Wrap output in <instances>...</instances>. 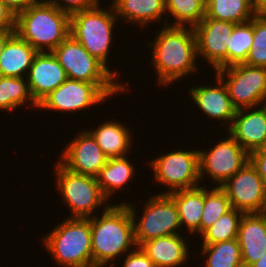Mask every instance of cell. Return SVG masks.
Returning a JSON list of instances; mask_svg holds the SVG:
<instances>
[{
	"label": "cell",
	"instance_id": "4",
	"mask_svg": "<svg viewBox=\"0 0 266 267\" xmlns=\"http://www.w3.org/2000/svg\"><path fill=\"white\" fill-rule=\"evenodd\" d=\"M41 244L58 267H93L90 218H66Z\"/></svg>",
	"mask_w": 266,
	"mask_h": 267
},
{
	"label": "cell",
	"instance_id": "38",
	"mask_svg": "<svg viewBox=\"0 0 266 267\" xmlns=\"http://www.w3.org/2000/svg\"><path fill=\"white\" fill-rule=\"evenodd\" d=\"M17 16L20 12L25 11L37 0H1Z\"/></svg>",
	"mask_w": 266,
	"mask_h": 267
},
{
	"label": "cell",
	"instance_id": "18",
	"mask_svg": "<svg viewBox=\"0 0 266 267\" xmlns=\"http://www.w3.org/2000/svg\"><path fill=\"white\" fill-rule=\"evenodd\" d=\"M26 79L31 96L38 104L58 88L67 79V75L53 52H38Z\"/></svg>",
	"mask_w": 266,
	"mask_h": 267
},
{
	"label": "cell",
	"instance_id": "35",
	"mask_svg": "<svg viewBox=\"0 0 266 267\" xmlns=\"http://www.w3.org/2000/svg\"><path fill=\"white\" fill-rule=\"evenodd\" d=\"M123 258L121 267H156L140 247H136Z\"/></svg>",
	"mask_w": 266,
	"mask_h": 267
},
{
	"label": "cell",
	"instance_id": "2",
	"mask_svg": "<svg viewBox=\"0 0 266 267\" xmlns=\"http://www.w3.org/2000/svg\"><path fill=\"white\" fill-rule=\"evenodd\" d=\"M90 228L93 267H116L115 260L137 247L133 217L126 204L111 203L101 215L90 217Z\"/></svg>",
	"mask_w": 266,
	"mask_h": 267
},
{
	"label": "cell",
	"instance_id": "21",
	"mask_svg": "<svg viewBox=\"0 0 266 267\" xmlns=\"http://www.w3.org/2000/svg\"><path fill=\"white\" fill-rule=\"evenodd\" d=\"M111 5L117 18L125 23H133L134 26L146 27L153 22H161L164 18V25L169 23L167 15H170L166 13L165 0H112Z\"/></svg>",
	"mask_w": 266,
	"mask_h": 267
},
{
	"label": "cell",
	"instance_id": "8",
	"mask_svg": "<svg viewBox=\"0 0 266 267\" xmlns=\"http://www.w3.org/2000/svg\"><path fill=\"white\" fill-rule=\"evenodd\" d=\"M135 203L121 202L129 207L132 214L137 247L154 238L181 234L177 207L168 194L158 193L147 199L141 217L136 215L138 211Z\"/></svg>",
	"mask_w": 266,
	"mask_h": 267
},
{
	"label": "cell",
	"instance_id": "34",
	"mask_svg": "<svg viewBox=\"0 0 266 267\" xmlns=\"http://www.w3.org/2000/svg\"><path fill=\"white\" fill-rule=\"evenodd\" d=\"M52 5L58 7L62 12L69 14L70 16L76 12L87 10L97 6L99 0H52Z\"/></svg>",
	"mask_w": 266,
	"mask_h": 267
},
{
	"label": "cell",
	"instance_id": "15",
	"mask_svg": "<svg viewBox=\"0 0 266 267\" xmlns=\"http://www.w3.org/2000/svg\"><path fill=\"white\" fill-rule=\"evenodd\" d=\"M76 135L62 149L58 161L71 172L96 177L108 157L86 129Z\"/></svg>",
	"mask_w": 266,
	"mask_h": 267
},
{
	"label": "cell",
	"instance_id": "11",
	"mask_svg": "<svg viewBox=\"0 0 266 267\" xmlns=\"http://www.w3.org/2000/svg\"><path fill=\"white\" fill-rule=\"evenodd\" d=\"M52 52L68 79L93 84H123L71 35Z\"/></svg>",
	"mask_w": 266,
	"mask_h": 267
},
{
	"label": "cell",
	"instance_id": "23",
	"mask_svg": "<svg viewBox=\"0 0 266 267\" xmlns=\"http://www.w3.org/2000/svg\"><path fill=\"white\" fill-rule=\"evenodd\" d=\"M38 52L16 32L6 41L0 55V76L27 77Z\"/></svg>",
	"mask_w": 266,
	"mask_h": 267
},
{
	"label": "cell",
	"instance_id": "17",
	"mask_svg": "<svg viewBox=\"0 0 266 267\" xmlns=\"http://www.w3.org/2000/svg\"><path fill=\"white\" fill-rule=\"evenodd\" d=\"M227 132L248 153L266 145V104L238 109Z\"/></svg>",
	"mask_w": 266,
	"mask_h": 267
},
{
	"label": "cell",
	"instance_id": "31",
	"mask_svg": "<svg viewBox=\"0 0 266 267\" xmlns=\"http://www.w3.org/2000/svg\"><path fill=\"white\" fill-rule=\"evenodd\" d=\"M232 209L226 192L221 187L205 186L204 207L200 223V235L212 226L220 216Z\"/></svg>",
	"mask_w": 266,
	"mask_h": 267
},
{
	"label": "cell",
	"instance_id": "3",
	"mask_svg": "<svg viewBox=\"0 0 266 267\" xmlns=\"http://www.w3.org/2000/svg\"><path fill=\"white\" fill-rule=\"evenodd\" d=\"M15 32L37 52H52L70 35V15L36 1L16 16Z\"/></svg>",
	"mask_w": 266,
	"mask_h": 267
},
{
	"label": "cell",
	"instance_id": "9",
	"mask_svg": "<svg viewBox=\"0 0 266 267\" xmlns=\"http://www.w3.org/2000/svg\"><path fill=\"white\" fill-rule=\"evenodd\" d=\"M154 173L157 184L164 185L168 190L160 194L194 188L201 183L199 167V150L175 149L166 152L147 163Z\"/></svg>",
	"mask_w": 266,
	"mask_h": 267
},
{
	"label": "cell",
	"instance_id": "6",
	"mask_svg": "<svg viewBox=\"0 0 266 267\" xmlns=\"http://www.w3.org/2000/svg\"><path fill=\"white\" fill-rule=\"evenodd\" d=\"M129 84L128 81L125 84H93L67 78L38 103V109L69 114L78 113L104 103L117 93L122 94L131 90L128 87Z\"/></svg>",
	"mask_w": 266,
	"mask_h": 267
},
{
	"label": "cell",
	"instance_id": "20",
	"mask_svg": "<svg viewBox=\"0 0 266 267\" xmlns=\"http://www.w3.org/2000/svg\"><path fill=\"white\" fill-rule=\"evenodd\" d=\"M188 241L182 234H176L148 240L139 247L156 267H182L190 260Z\"/></svg>",
	"mask_w": 266,
	"mask_h": 267
},
{
	"label": "cell",
	"instance_id": "37",
	"mask_svg": "<svg viewBox=\"0 0 266 267\" xmlns=\"http://www.w3.org/2000/svg\"><path fill=\"white\" fill-rule=\"evenodd\" d=\"M249 161L256 168L266 185V149L260 148L250 153Z\"/></svg>",
	"mask_w": 266,
	"mask_h": 267
},
{
	"label": "cell",
	"instance_id": "39",
	"mask_svg": "<svg viewBox=\"0 0 266 267\" xmlns=\"http://www.w3.org/2000/svg\"><path fill=\"white\" fill-rule=\"evenodd\" d=\"M255 15H266V0H252Z\"/></svg>",
	"mask_w": 266,
	"mask_h": 267
},
{
	"label": "cell",
	"instance_id": "30",
	"mask_svg": "<svg viewBox=\"0 0 266 267\" xmlns=\"http://www.w3.org/2000/svg\"><path fill=\"white\" fill-rule=\"evenodd\" d=\"M244 213L232 208L220 216V218L199 237L202 245H210L217 242L237 239L240 221Z\"/></svg>",
	"mask_w": 266,
	"mask_h": 267
},
{
	"label": "cell",
	"instance_id": "12",
	"mask_svg": "<svg viewBox=\"0 0 266 267\" xmlns=\"http://www.w3.org/2000/svg\"><path fill=\"white\" fill-rule=\"evenodd\" d=\"M248 161L249 154L226 132V137L212 148L199 150L200 181L206 174L214 186L221 187Z\"/></svg>",
	"mask_w": 266,
	"mask_h": 267
},
{
	"label": "cell",
	"instance_id": "13",
	"mask_svg": "<svg viewBox=\"0 0 266 267\" xmlns=\"http://www.w3.org/2000/svg\"><path fill=\"white\" fill-rule=\"evenodd\" d=\"M221 188L226 192L232 208L243 213L266 212V185L250 161Z\"/></svg>",
	"mask_w": 266,
	"mask_h": 267
},
{
	"label": "cell",
	"instance_id": "36",
	"mask_svg": "<svg viewBox=\"0 0 266 267\" xmlns=\"http://www.w3.org/2000/svg\"><path fill=\"white\" fill-rule=\"evenodd\" d=\"M15 28H16V16L0 0V33L5 31H15Z\"/></svg>",
	"mask_w": 266,
	"mask_h": 267
},
{
	"label": "cell",
	"instance_id": "1",
	"mask_svg": "<svg viewBox=\"0 0 266 267\" xmlns=\"http://www.w3.org/2000/svg\"><path fill=\"white\" fill-rule=\"evenodd\" d=\"M156 33L155 40L147 41V45L152 47L150 64L160 87L197 73V41L192 27L164 25Z\"/></svg>",
	"mask_w": 266,
	"mask_h": 267
},
{
	"label": "cell",
	"instance_id": "24",
	"mask_svg": "<svg viewBox=\"0 0 266 267\" xmlns=\"http://www.w3.org/2000/svg\"><path fill=\"white\" fill-rule=\"evenodd\" d=\"M205 185L170 192L180 217L181 229L188 235L200 234V223L204 207ZM185 226V228H184ZM198 233V234H197Z\"/></svg>",
	"mask_w": 266,
	"mask_h": 267
},
{
	"label": "cell",
	"instance_id": "29",
	"mask_svg": "<svg viewBox=\"0 0 266 267\" xmlns=\"http://www.w3.org/2000/svg\"><path fill=\"white\" fill-rule=\"evenodd\" d=\"M165 9L174 21L168 26L194 28L206 15V0H165Z\"/></svg>",
	"mask_w": 266,
	"mask_h": 267
},
{
	"label": "cell",
	"instance_id": "10",
	"mask_svg": "<svg viewBox=\"0 0 266 267\" xmlns=\"http://www.w3.org/2000/svg\"><path fill=\"white\" fill-rule=\"evenodd\" d=\"M215 73L226 85L237 110L266 104V68L239 63Z\"/></svg>",
	"mask_w": 266,
	"mask_h": 267
},
{
	"label": "cell",
	"instance_id": "40",
	"mask_svg": "<svg viewBox=\"0 0 266 267\" xmlns=\"http://www.w3.org/2000/svg\"><path fill=\"white\" fill-rule=\"evenodd\" d=\"M15 33V31H5L0 33V55L2 54L3 48L6 41Z\"/></svg>",
	"mask_w": 266,
	"mask_h": 267
},
{
	"label": "cell",
	"instance_id": "33",
	"mask_svg": "<svg viewBox=\"0 0 266 267\" xmlns=\"http://www.w3.org/2000/svg\"><path fill=\"white\" fill-rule=\"evenodd\" d=\"M244 64L266 68V15L253 17V43Z\"/></svg>",
	"mask_w": 266,
	"mask_h": 267
},
{
	"label": "cell",
	"instance_id": "26",
	"mask_svg": "<svg viewBox=\"0 0 266 267\" xmlns=\"http://www.w3.org/2000/svg\"><path fill=\"white\" fill-rule=\"evenodd\" d=\"M25 78L0 76V112H14L20 106V108L22 106L26 108L30 106V109H32V106L35 109L38 108V104L31 96L28 82Z\"/></svg>",
	"mask_w": 266,
	"mask_h": 267
},
{
	"label": "cell",
	"instance_id": "22",
	"mask_svg": "<svg viewBox=\"0 0 266 267\" xmlns=\"http://www.w3.org/2000/svg\"><path fill=\"white\" fill-rule=\"evenodd\" d=\"M118 121L106 120L94 129L86 128L108 158L129 156L128 152L131 151L129 149L133 148L132 136L134 133L121 121Z\"/></svg>",
	"mask_w": 266,
	"mask_h": 267
},
{
	"label": "cell",
	"instance_id": "27",
	"mask_svg": "<svg viewBox=\"0 0 266 267\" xmlns=\"http://www.w3.org/2000/svg\"><path fill=\"white\" fill-rule=\"evenodd\" d=\"M254 16L252 0H206L204 18L242 24Z\"/></svg>",
	"mask_w": 266,
	"mask_h": 267
},
{
	"label": "cell",
	"instance_id": "19",
	"mask_svg": "<svg viewBox=\"0 0 266 267\" xmlns=\"http://www.w3.org/2000/svg\"><path fill=\"white\" fill-rule=\"evenodd\" d=\"M244 267H250L266 253V212L244 213L238 230Z\"/></svg>",
	"mask_w": 266,
	"mask_h": 267
},
{
	"label": "cell",
	"instance_id": "25",
	"mask_svg": "<svg viewBox=\"0 0 266 267\" xmlns=\"http://www.w3.org/2000/svg\"><path fill=\"white\" fill-rule=\"evenodd\" d=\"M128 157L108 158L106 164L96 176L102 193L109 201L118 189L121 191L128 187L126 185L132 182V178L137 172Z\"/></svg>",
	"mask_w": 266,
	"mask_h": 267
},
{
	"label": "cell",
	"instance_id": "16",
	"mask_svg": "<svg viewBox=\"0 0 266 267\" xmlns=\"http://www.w3.org/2000/svg\"><path fill=\"white\" fill-rule=\"evenodd\" d=\"M215 75V85L204 86L201 84L199 86L198 84V86H193L189 89V98L195 103L198 110L207 116V119L212 118L214 122L215 120L220 121L222 126H229L226 129L228 130L232 125L237 109L230 99L226 85L217 74Z\"/></svg>",
	"mask_w": 266,
	"mask_h": 267
},
{
	"label": "cell",
	"instance_id": "32",
	"mask_svg": "<svg viewBox=\"0 0 266 267\" xmlns=\"http://www.w3.org/2000/svg\"><path fill=\"white\" fill-rule=\"evenodd\" d=\"M253 43V18L236 24L227 46V66L244 63Z\"/></svg>",
	"mask_w": 266,
	"mask_h": 267
},
{
	"label": "cell",
	"instance_id": "14",
	"mask_svg": "<svg viewBox=\"0 0 266 267\" xmlns=\"http://www.w3.org/2000/svg\"><path fill=\"white\" fill-rule=\"evenodd\" d=\"M236 24L203 18L193 29L198 59H205L214 71L227 67V46Z\"/></svg>",
	"mask_w": 266,
	"mask_h": 267
},
{
	"label": "cell",
	"instance_id": "41",
	"mask_svg": "<svg viewBox=\"0 0 266 267\" xmlns=\"http://www.w3.org/2000/svg\"><path fill=\"white\" fill-rule=\"evenodd\" d=\"M250 267H266V253L257 262L253 263Z\"/></svg>",
	"mask_w": 266,
	"mask_h": 267
},
{
	"label": "cell",
	"instance_id": "5",
	"mask_svg": "<svg viewBox=\"0 0 266 267\" xmlns=\"http://www.w3.org/2000/svg\"><path fill=\"white\" fill-rule=\"evenodd\" d=\"M100 4L70 16V35L119 80V71L116 68V71L110 70L108 56L112 48L111 43L115 40L113 32L117 26L116 21L120 20L111 4L107 6L109 9L101 7Z\"/></svg>",
	"mask_w": 266,
	"mask_h": 267
},
{
	"label": "cell",
	"instance_id": "7",
	"mask_svg": "<svg viewBox=\"0 0 266 267\" xmlns=\"http://www.w3.org/2000/svg\"><path fill=\"white\" fill-rule=\"evenodd\" d=\"M54 168L55 188L71 211L68 218L94 217V212L99 213L98 208L105 211L111 205L96 177L71 172L59 161Z\"/></svg>",
	"mask_w": 266,
	"mask_h": 267
},
{
	"label": "cell",
	"instance_id": "42",
	"mask_svg": "<svg viewBox=\"0 0 266 267\" xmlns=\"http://www.w3.org/2000/svg\"><path fill=\"white\" fill-rule=\"evenodd\" d=\"M37 1H40V2H51L52 0H37Z\"/></svg>",
	"mask_w": 266,
	"mask_h": 267
},
{
	"label": "cell",
	"instance_id": "28",
	"mask_svg": "<svg viewBox=\"0 0 266 267\" xmlns=\"http://www.w3.org/2000/svg\"><path fill=\"white\" fill-rule=\"evenodd\" d=\"M204 267H244L242 252L237 239L201 246Z\"/></svg>",
	"mask_w": 266,
	"mask_h": 267
}]
</instances>
